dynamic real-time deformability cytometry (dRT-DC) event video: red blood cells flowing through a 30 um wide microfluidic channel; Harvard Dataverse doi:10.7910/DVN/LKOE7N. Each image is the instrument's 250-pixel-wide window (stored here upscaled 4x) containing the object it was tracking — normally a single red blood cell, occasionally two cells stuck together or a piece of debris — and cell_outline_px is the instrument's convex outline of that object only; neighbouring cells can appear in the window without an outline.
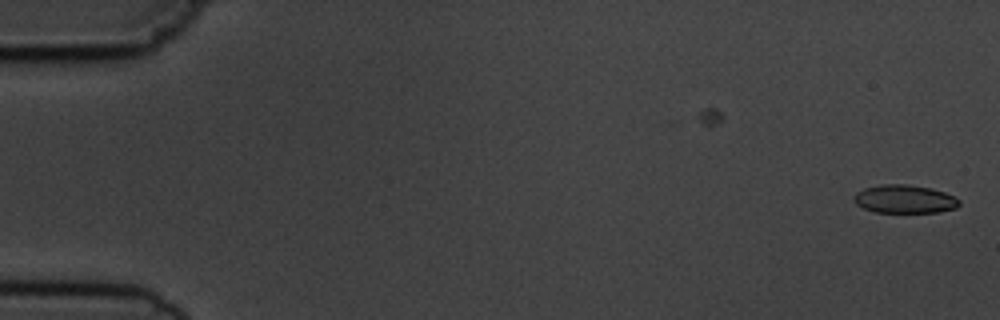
{"species": "common noctule bat (a hibernating species)", "species_latin": "Nyctalus noctula", "temperature_condition": "cold", "stored_images_in_passage": 2, "camera_frame_rate_fps": 3000, "um_per_image_px": 0.085, "animal": {"sex": "male", "body_mass_g": 19.5, "forearm_length_mm": 54.6}, "frame": {"image": 1, "passage_image": 2, "time_ms": 1.333, "image_size_px": [1000, 320], "cell_outline_px": [[960, 204], [956, 208], [940, 212], [876, 212], [864, 208], [856, 204], [852, 200], [856, 192], [864, 188], [880, 184], [908, 184], [932, 188], [944, 192], [960, 200]], "centroid_in_image_um": [76.88, 16.91], "position_along_channel_um": 8.1, "area_um2": 17.46}}